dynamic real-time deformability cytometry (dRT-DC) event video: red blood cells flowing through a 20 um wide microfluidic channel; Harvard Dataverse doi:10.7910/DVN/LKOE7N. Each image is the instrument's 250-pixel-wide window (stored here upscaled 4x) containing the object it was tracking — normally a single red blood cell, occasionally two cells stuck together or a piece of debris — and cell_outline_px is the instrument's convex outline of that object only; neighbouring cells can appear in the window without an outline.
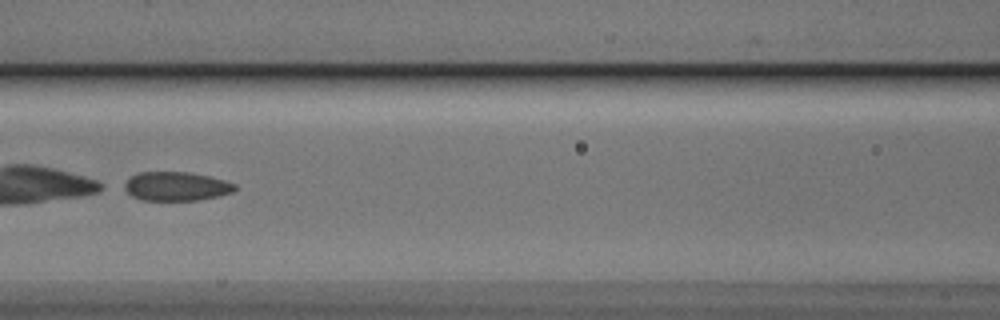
{"species": "Egyptian fruit bat (a non-hibernating species)", "species_latin": "Rousettus aegyptiacus", "temperature_condition": "cold", "stored_images_in_passage": 37, "camera_frame_rate_fps": 3000, "um_per_image_px": 0.085, "animal": {"sex": "male"}, "frame": {"image": 1, "passage_image": 12, "time_ms": 3.667, "image_size_px": [1000, 320], "cell_outline_px": [[236, 188], [232, 192], [200, 200], [140, 200], [132, 196], [120, 188], [120, 184], [132, 176], [140, 172], [188, 172], [208, 176], [224, 180], [236, 184]], "centroid_in_image_um": [14.9, 15.84], "position_along_channel_um": 151.7, "area_um2": 18.79}}
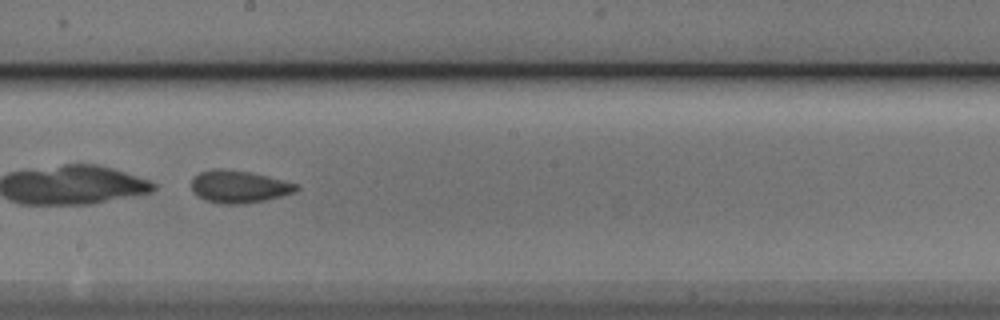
{"frame": {"image": 2, "passage_image": 18, "time_ms": 5.667, "image_size_px": [1000, 320], "cell_outline_px": [[300, 188], [296, 192], [264, 200], [240, 204], [220, 204], [204, 200], [192, 188], [192, 180], [200, 172], [220, 168], [248, 172], [296, 184]], "centroid_in_image_um": [20.3, 15.88], "position_along_channel_um": 227.9, "area_um2": 19.25}}
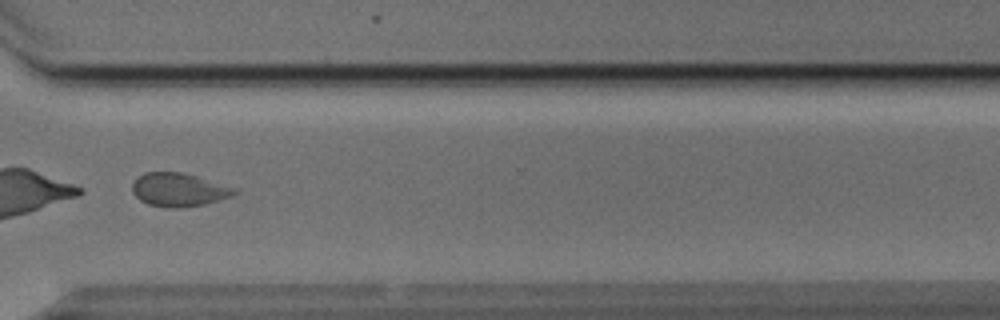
{"frame": {"image": 3, "passage_image": 28, "time_ms": 9.0, "image_size_px": [1000, 320], "cell_outline_px": [[240, 192], [232, 196], [204, 204], [180, 208], [164, 208], [148, 204], [140, 200], [132, 192], [132, 184], [136, 176], [144, 172], [180, 172], [196, 176], [236, 188]], "centroid_in_image_um": [15.17, 16.13], "position_along_channel_um": 355.4, "area_um2": 20.06}, "authors_computed_cell_mechanics": {"area_um2": 20.0566, "velocity_mm_per_s": 3.8193, "shape_relaxation_time_tau1_ms": 1.5374, "shape_relaxation_time_tau2_ms": 1.5904, "deformation_change_tau1": 0.2846, "deformation_change_tau2": 0.0615}}